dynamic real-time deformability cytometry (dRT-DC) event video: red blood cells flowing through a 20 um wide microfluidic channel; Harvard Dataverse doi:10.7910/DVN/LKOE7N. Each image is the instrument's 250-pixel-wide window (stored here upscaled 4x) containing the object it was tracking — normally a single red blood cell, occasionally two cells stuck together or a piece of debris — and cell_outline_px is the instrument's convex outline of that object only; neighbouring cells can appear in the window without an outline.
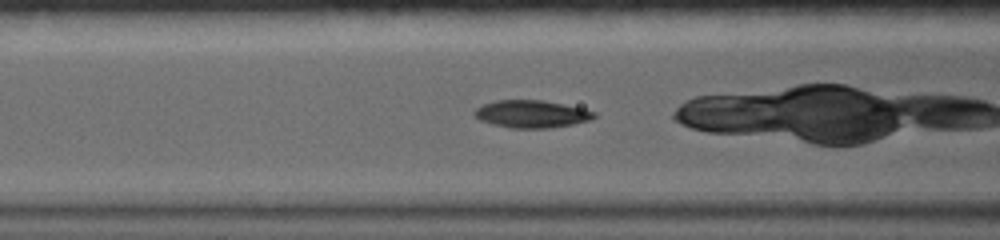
{"species": "common noctule bat (a hibernating species)", "species_latin": "Nyctalus noctula", "temperature_condition": "warm", "stored_images_in_passage": 12, "camera_frame_rate_fps": 5000, "um_per_image_px": 0.085, "animal": {"sex": "female", "body_mass_g": 19.0, "forearm_length_mm": 56.7}, "frame": {"image": 1, "passage_image": 3, "time_ms": 0.4, "image_size_px": [1000, 240], "cell_outline_px": [[596, 116], [592, 120], [572, 124], [548, 128], [512, 128], [480, 120], [472, 112], [476, 108], [484, 104], [496, 100], [540, 100], [584, 108], [596, 112]], "centroid_in_image_um": [45.21, 9.68], "position_along_channel_um": 121.4, "area_um2": 19.02}}
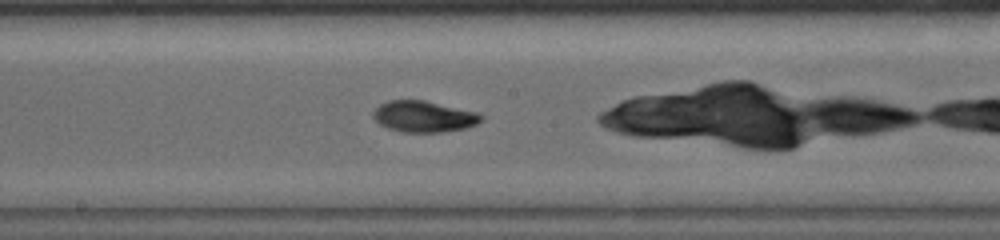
{"frame": {"image": 2, "passage_image": 7, "time_ms": 1.2, "image_size_px": [1000, 240], "cell_outline_px": [[484, 120], [476, 124], [464, 128], [440, 132], [404, 132], [388, 128], [380, 124], [372, 116], [372, 112], [380, 104], [388, 100], [424, 100], [480, 112], [484, 116]], "centroid_in_image_um": [36.06, 9.89], "position_along_channel_um": 212.1, "area_um2": 19.77}}
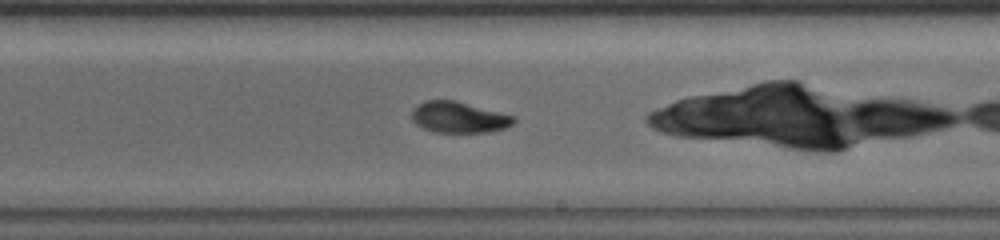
{"frame": {"image": 3, "passage_image": 9, "time_ms": 1.6, "image_size_px": [1000, 240], "cell_outline_px": [[516, 120], [512, 124], [504, 128], [492, 132], [436, 132], [424, 128], [416, 124], [412, 120], [412, 108], [424, 100], [456, 100], [516, 116]], "centroid_in_image_um": [39.01, 9.96], "position_along_channel_um": 250.0, "area_um2": 18.61}}